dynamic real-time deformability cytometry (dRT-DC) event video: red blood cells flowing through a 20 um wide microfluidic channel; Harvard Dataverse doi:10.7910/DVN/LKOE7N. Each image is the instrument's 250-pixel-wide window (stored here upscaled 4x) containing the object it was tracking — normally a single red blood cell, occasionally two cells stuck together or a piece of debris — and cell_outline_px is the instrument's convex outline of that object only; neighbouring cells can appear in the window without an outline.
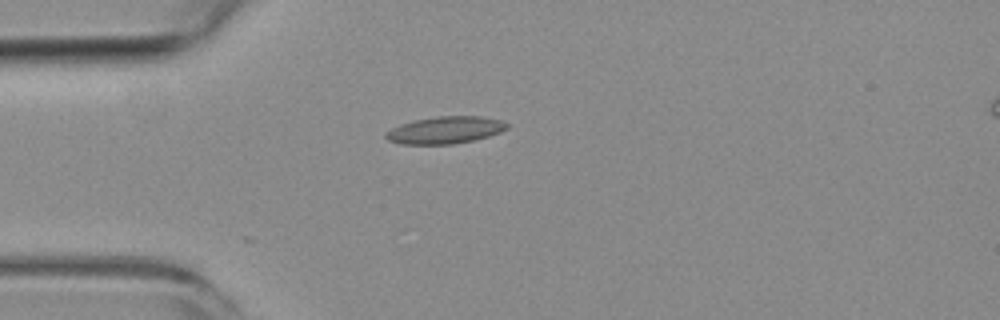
{"species": "common noctule bat (a hibernating species)", "species_latin": "Nyctalus noctula", "temperature_condition": "room temperature", "stored_images_in_passage": 5, "camera_frame_rate_fps": 3000, "um_per_image_px": 0.085, "animal": {"sex": "female", "body_mass_g": 19.3, "forearm_length_mm": 54.1}, "frame": {"image": 1, "passage_image": 1, "time_ms": 0.0, "image_size_px": [1000, 320], "cell_outline_px": [[508, 128], [500, 132], [488, 136], [472, 140], [452, 144], [400, 144], [388, 140], [384, 136], [384, 132], [400, 124], [412, 120], [436, 116], [480, 116], [500, 120], [508, 124]], "centroid_in_image_um": [37.79, 11.05], "position_along_channel_um": 47.2, "area_um2": 19.19}}
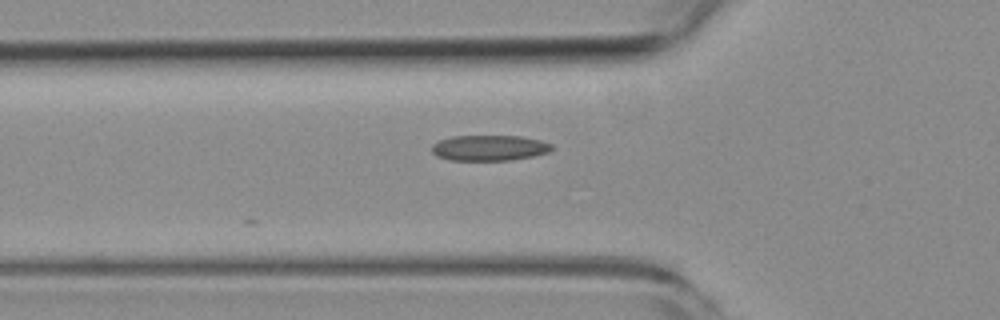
{"frame": {"image": 2, "passage_image": 5, "time_ms": 1.333, "image_size_px": [1000, 320], "cell_outline_px": [[552, 148], [548, 152], [532, 156], [508, 160], [448, 160], [436, 156], [432, 152], [432, 144], [440, 140], [452, 136], [520, 136], [540, 140], [552, 144]], "centroid_in_image_um": [41.56, 12.57], "position_along_channel_um": 84.2, "area_um2": 17.8}}